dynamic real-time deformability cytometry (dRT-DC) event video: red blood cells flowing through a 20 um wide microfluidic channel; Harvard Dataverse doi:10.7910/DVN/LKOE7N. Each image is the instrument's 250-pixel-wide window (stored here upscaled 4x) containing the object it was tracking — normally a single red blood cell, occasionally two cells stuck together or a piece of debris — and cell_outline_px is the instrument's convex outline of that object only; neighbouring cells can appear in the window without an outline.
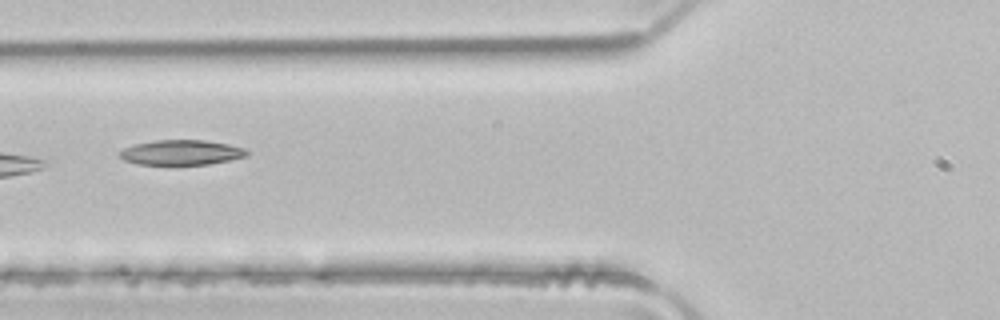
{"species": "common noctule bat (a hibernating species)", "species_latin": "Nyctalus noctula", "temperature_condition": "room temperature", "stored_images_in_passage": 5, "camera_frame_rate_fps": 3000, "um_per_image_px": 0.085, "animal": {"sex": "male", "body_mass_g": 21.5, "forearm_length_mm": 52.0}, "frame": {"image": 1, "passage_image": 5, "time_ms": 1.333, "image_size_px": [1000, 320], "cell_outline_px": [[248, 156], [232, 160], [208, 164], [136, 164], [124, 160], [116, 152], [132, 144], [156, 140], [204, 140], [228, 144], [244, 148], [248, 152]], "centroid_in_image_um": [15.39, 12.95], "position_along_channel_um": 110.4, "area_um2": 18.61}}